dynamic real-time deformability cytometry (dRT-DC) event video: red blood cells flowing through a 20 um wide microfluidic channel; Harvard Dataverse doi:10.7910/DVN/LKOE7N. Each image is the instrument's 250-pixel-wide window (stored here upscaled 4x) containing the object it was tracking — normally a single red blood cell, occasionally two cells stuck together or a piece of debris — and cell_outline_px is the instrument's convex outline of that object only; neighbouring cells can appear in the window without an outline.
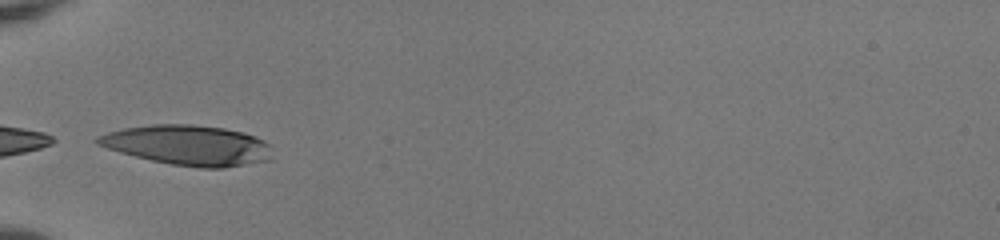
{"species": "human", "species_latin": "Homo sapiens", "temperature_condition": "room temperature", "stored_images_in_passage": 8, "camera_frame_rate_fps": 3000, "um_per_image_px": 0.085, "donor": {"sex": "female"}, "frame": {"image": 1, "passage_image": 1, "time_ms": 0.0, "image_size_px": [1000, 240], "cell_outline_px": [[272, 160], [224, 168], [200, 168], [172, 164], [152, 160], [120, 152], [96, 144], [92, 140], [96, 136], [108, 132], [124, 128], [152, 124], [192, 124], [224, 128], [244, 132], [256, 136], [264, 140], [268, 144], [272, 156]], "centroid_in_image_um": [15.99, 12.34], "position_along_channel_um": 69.0, "area_um2": 40.92}}
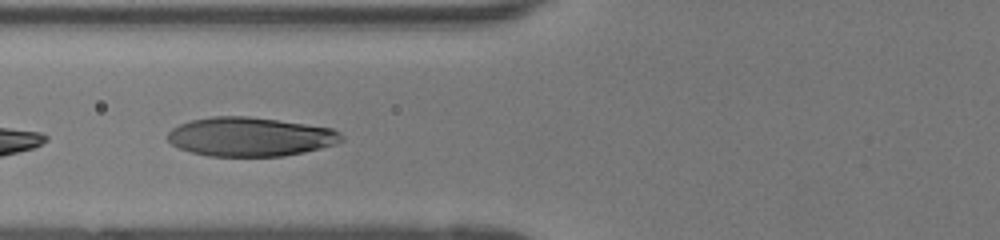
{"frame": {"image": 2, "passage_image": 4, "time_ms": 1.0, "image_size_px": [1000, 240], "cell_outline_px": [[344, 140], [336, 144], [304, 152], [284, 156], [208, 156], [192, 152], [180, 148], [172, 144], [168, 140], [168, 132], [172, 128], [180, 124], [192, 120], [212, 116], [248, 116], [332, 128], [340, 132], [344, 136]], "centroid_in_image_um": [21.28, 11.63], "position_along_channel_um": 104.5, "area_um2": 39.42}}